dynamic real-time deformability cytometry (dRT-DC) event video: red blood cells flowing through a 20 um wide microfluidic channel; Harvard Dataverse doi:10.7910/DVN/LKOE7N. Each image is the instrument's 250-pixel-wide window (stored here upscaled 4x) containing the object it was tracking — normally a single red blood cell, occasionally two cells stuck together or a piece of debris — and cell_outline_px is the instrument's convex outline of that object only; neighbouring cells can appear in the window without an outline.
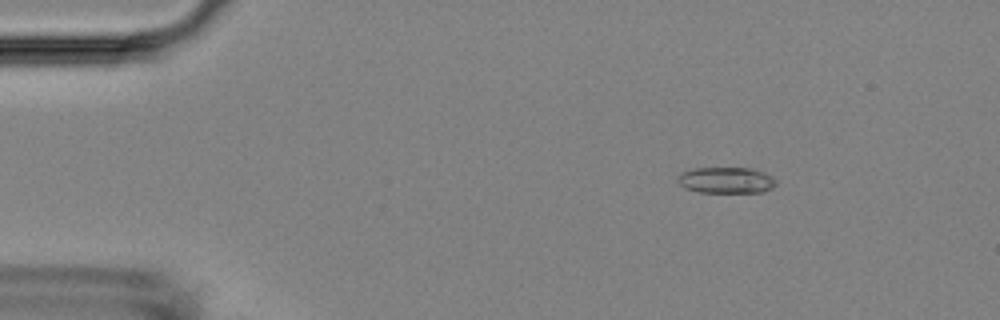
{"species": "Egyptian fruit bat (a non-hibernating species)", "species_latin": "Rousettus aegyptiacus", "temperature_condition": "room temperature", "stored_images_in_passage": 54, "camera_frame_rate_fps": 3000, "um_per_image_px": 0.085, "animal": {"sex": "female"}, "frame": {"image": 1, "passage_image": 8, "time_ms": 2.333, "image_size_px": [1000, 320], "cell_outline_px": [[776, 184], [772, 188], [764, 192], [700, 192], [684, 188], [676, 180], [676, 176], [680, 172], [692, 168], [752, 168], [764, 172], [772, 176], [776, 180]], "centroid_in_image_um": [61.7, 15.31], "position_along_channel_um": 23.3, "area_um2": 15.2}}
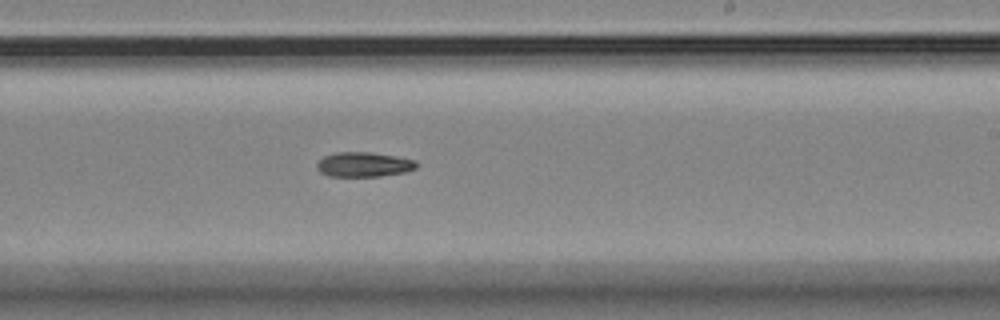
{"frame": {"image": 2, "passage_image": 33, "time_ms": 10.667, "image_size_px": [1000, 320], "cell_outline_px": [[420, 164], [416, 168], [404, 172], [380, 176], [328, 176], [320, 172], [316, 168], [316, 164], [324, 156], [336, 152], [368, 152], [396, 156], [416, 160]], "centroid_in_image_um": [30.93, 13.98], "position_along_channel_um": 258.1, "area_um2": 14.39}}
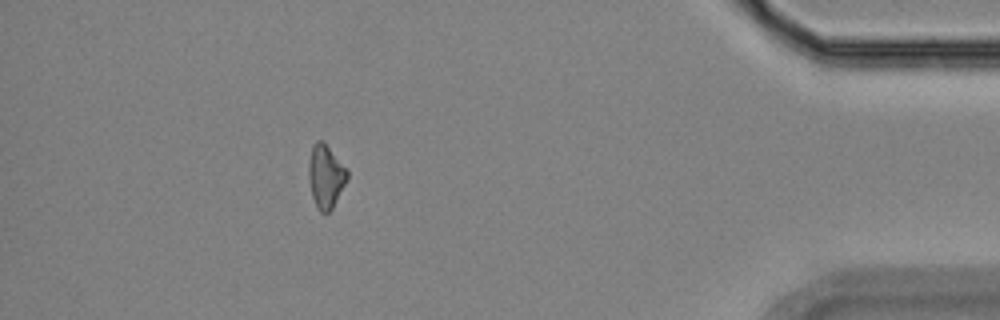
{"frame": {"image": 3, "passage_image": 49, "time_ms": 16.0, "image_size_px": [1000, 320], "cell_outline_px": [[348, 176], [332, 208], [328, 212], [320, 212], [316, 208], [312, 196], [308, 176], [308, 160], [312, 144], [316, 140], [324, 140], [348, 172]], "centroid_in_image_um": [27.64, 14.95], "position_along_channel_um": 407.6, "area_um2": 14.16}, "authors_computed_cell_mechanics": {"area_um2": 14.739, "velocity_mm_per_s": 3.6914, "shape_relaxation_time_tau1_ms": 9.7432, "shape_relaxation_time_tau2_ms": null, "deformation_change_tau1": 0.2072, "deformation_change_tau2": null}}